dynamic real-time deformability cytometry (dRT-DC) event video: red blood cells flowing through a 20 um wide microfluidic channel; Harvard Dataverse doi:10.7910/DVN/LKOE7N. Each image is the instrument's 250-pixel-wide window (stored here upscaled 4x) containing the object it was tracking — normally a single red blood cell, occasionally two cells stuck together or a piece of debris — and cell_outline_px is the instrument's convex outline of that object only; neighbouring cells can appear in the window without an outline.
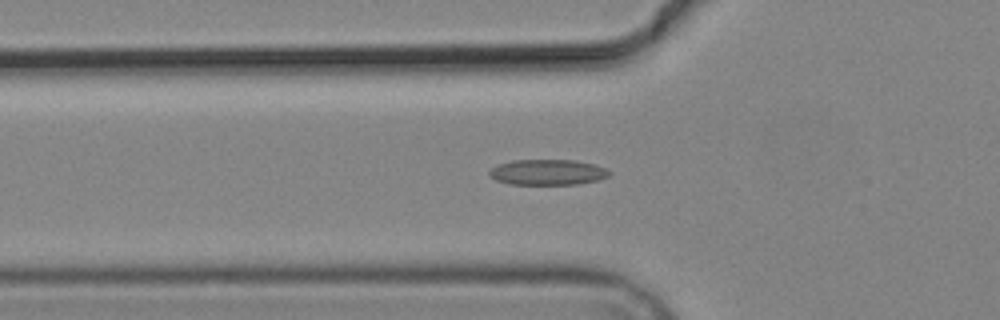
{"species": "common noctule bat (a hibernating species)", "species_latin": "Nyctalus noctula", "temperature_condition": "cold", "stored_images_in_passage": 3, "camera_frame_rate_fps": 3000, "um_per_image_px": 0.085, "animal": {"sex": "male", "body_mass_g": 19.2, "forearm_length_mm": 51.8}, "frame": {"image": 1, "passage_image": 3, "time_ms": 2.333, "image_size_px": [1000, 320], "cell_outline_px": [[612, 172], [608, 176], [596, 180], [576, 184], [512, 184], [496, 180], [488, 176], [488, 172], [492, 168], [500, 164], [512, 160], [572, 160], [592, 164], [604, 168]], "centroid_in_image_um": [46.51, 14.64], "position_along_channel_um": 79.3, "area_um2": 17.63}}